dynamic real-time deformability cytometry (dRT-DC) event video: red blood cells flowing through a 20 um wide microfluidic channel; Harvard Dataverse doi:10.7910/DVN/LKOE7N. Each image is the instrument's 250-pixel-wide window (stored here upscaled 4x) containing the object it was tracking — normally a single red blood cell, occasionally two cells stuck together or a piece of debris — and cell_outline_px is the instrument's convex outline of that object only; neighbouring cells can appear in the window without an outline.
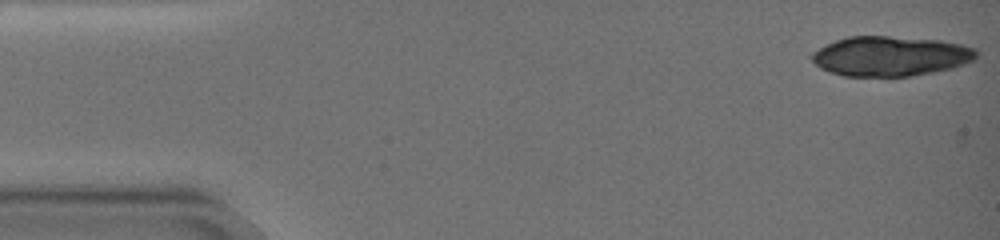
{"species": "common noctule bat (a hibernating species)", "species_latin": "Nyctalus noctula", "temperature_condition": "warm", "stored_images_in_passage": 15, "camera_frame_rate_fps": 3000, "um_per_image_px": 0.085, "animal": {"sex": "female", "body_mass_g": 19.0, "forearm_length_mm": 51.5}, "frame": {"image": 1, "passage_image": 1, "time_ms": 0.0, "image_size_px": [1000, 240], "cell_outline_px": [[976, 56], [972, 60], [964, 64], [952, 68], [932, 72], [908, 76], [844, 76], [828, 72], [820, 68], [812, 60], [812, 52], [836, 40], [848, 36], [888, 36], [940, 40], [960, 44], [976, 48]], "centroid_in_image_um": [75.68, 4.77], "position_along_channel_um": 9.3, "area_um2": 38.03}}